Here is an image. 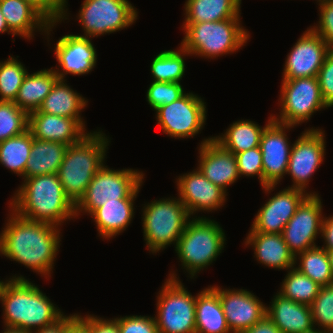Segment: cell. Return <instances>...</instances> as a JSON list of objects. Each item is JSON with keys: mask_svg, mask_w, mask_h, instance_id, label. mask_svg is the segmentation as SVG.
<instances>
[{"mask_svg": "<svg viewBox=\"0 0 333 333\" xmlns=\"http://www.w3.org/2000/svg\"><path fill=\"white\" fill-rule=\"evenodd\" d=\"M196 333H231L218 293L211 287L196 295Z\"/></svg>", "mask_w": 333, "mask_h": 333, "instance_id": "obj_28", "label": "cell"}, {"mask_svg": "<svg viewBox=\"0 0 333 333\" xmlns=\"http://www.w3.org/2000/svg\"><path fill=\"white\" fill-rule=\"evenodd\" d=\"M317 1V5H321V4H323V3H327V2H330V1H332V0H316Z\"/></svg>", "mask_w": 333, "mask_h": 333, "instance_id": "obj_54", "label": "cell"}, {"mask_svg": "<svg viewBox=\"0 0 333 333\" xmlns=\"http://www.w3.org/2000/svg\"><path fill=\"white\" fill-rule=\"evenodd\" d=\"M268 306L266 315L282 333H315L311 308L277 293Z\"/></svg>", "mask_w": 333, "mask_h": 333, "instance_id": "obj_25", "label": "cell"}, {"mask_svg": "<svg viewBox=\"0 0 333 333\" xmlns=\"http://www.w3.org/2000/svg\"><path fill=\"white\" fill-rule=\"evenodd\" d=\"M319 6V21L309 28L333 49V0Z\"/></svg>", "mask_w": 333, "mask_h": 333, "instance_id": "obj_44", "label": "cell"}, {"mask_svg": "<svg viewBox=\"0 0 333 333\" xmlns=\"http://www.w3.org/2000/svg\"><path fill=\"white\" fill-rule=\"evenodd\" d=\"M68 145L42 141L33 137L30 157L26 163L25 178L39 175L57 174Z\"/></svg>", "mask_w": 333, "mask_h": 333, "instance_id": "obj_32", "label": "cell"}, {"mask_svg": "<svg viewBox=\"0 0 333 333\" xmlns=\"http://www.w3.org/2000/svg\"><path fill=\"white\" fill-rule=\"evenodd\" d=\"M330 51L327 43L308 27L287 54L282 79L317 77Z\"/></svg>", "mask_w": 333, "mask_h": 333, "instance_id": "obj_17", "label": "cell"}, {"mask_svg": "<svg viewBox=\"0 0 333 333\" xmlns=\"http://www.w3.org/2000/svg\"><path fill=\"white\" fill-rule=\"evenodd\" d=\"M33 136L29 130L0 142V165L25 178L26 163L30 157Z\"/></svg>", "mask_w": 333, "mask_h": 333, "instance_id": "obj_34", "label": "cell"}, {"mask_svg": "<svg viewBox=\"0 0 333 333\" xmlns=\"http://www.w3.org/2000/svg\"><path fill=\"white\" fill-rule=\"evenodd\" d=\"M9 211L0 232V256L49 279L61 245V227L22 218L10 208Z\"/></svg>", "mask_w": 333, "mask_h": 333, "instance_id": "obj_1", "label": "cell"}, {"mask_svg": "<svg viewBox=\"0 0 333 333\" xmlns=\"http://www.w3.org/2000/svg\"><path fill=\"white\" fill-rule=\"evenodd\" d=\"M294 267L321 287L333 284L329 256L321 246H315L297 254Z\"/></svg>", "mask_w": 333, "mask_h": 333, "instance_id": "obj_35", "label": "cell"}, {"mask_svg": "<svg viewBox=\"0 0 333 333\" xmlns=\"http://www.w3.org/2000/svg\"><path fill=\"white\" fill-rule=\"evenodd\" d=\"M278 103L280 112L272 115L273 120L296 127L310 121L317 111L329 108L322 97L318 77L282 79Z\"/></svg>", "mask_w": 333, "mask_h": 333, "instance_id": "obj_10", "label": "cell"}, {"mask_svg": "<svg viewBox=\"0 0 333 333\" xmlns=\"http://www.w3.org/2000/svg\"><path fill=\"white\" fill-rule=\"evenodd\" d=\"M315 333H333V332H320V331H316Z\"/></svg>", "mask_w": 333, "mask_h": 333, "instance_id": "obj_55", "label": "cell"}, {"mask_svg": "<svg viewBox=\"0 0 333 333\" xmlns=\"http://www.w3.org/2000/svg\"><path fill=\"white\" fill-rule=\"evenodd\" d=\"M324 245L322 247L328 251L333 250V215L323 218L321 237Z\"/></svg>", "mask_w": 333, "mask_h": 333, "instance_id": "obj_48", "label": "cell"}, {"mask_svg": "<svg viewBox=\"0 0 333 333\" xmlns=\"http://www.w3.org/2000/svg\"><path fill=\"white\" fill-rule=\"evenodd\" d=\"M205 104L201 96L187 92L178 100L155 110L157 124L168 137L193 138L204 129L207 119Z\"/></svg>", "mask_w": 333, "mask_h": 333, "instance_id": "obj_12", "label": "cell"}, {"mask_svg": "<svg viewBox=\"0 0 333 333\" xmlns=\"http://www.w3.org/2000/svg\"><path fill=\"white\" fill-rule=\"evenodd\" d=\"M241 333H282L273 321L265 315L260 321Z\"/></svg>", "mask_w": 333, "mask_h": 333, "instance_id": "obj_47", "label": "cell"}, {"mask_svg": "<svg viewBox=\"0 0 333 333\" xmlns=\"http://www.w3.org/2000/svg\"><path fill=\"white\" fill-rule=\"evenodd\" d=\"M66 82L67 80L58 79L37 111L50 115L76 118L86 127L81 112L88 106V99L76 90L74 91Z\"/></svg>", "mask_w": 333, "mask_h": 333, "instance_id": "obj_27", "label": "cell"}, {"mask_svg": "<svg viewBox=\"0 0 333 333\" xmlns=\"http://www.w3.org/2000/svg\"><path fill=\"white\" fill-rule=\"evenodd\" d=\"M323 206L319 195H308L287 222L282 237L289 250L296 256L316 245L322 230Z\"/></svg>", "mask_w": 333, "mask_h": 333, "instance_id": "obj_15", "label": "cell"}, {"mask_svg": "<svg viewBox=\"0 0 333 333\" xmlns=\"http://www.w3.org/2000/svg\"><path fill=\"white\" fill-rule=\"evenodd\" d=\"M57 80L52 67L31 74L28 72L14 103L27 114L37 111Z\"/></svg>", "mask_w": 333, "mask_h": 333, "instance_id": "obj_31", "label": "cell"}, {"mask_svg": "<svg viewBox=\"0 0 333 333\" xmlns=\"http://www.w3.org/2000/svg\"><path fill=\"white\" fill-rule=\"evenodd\" d=\"M324 133L322 128L309 127L292 144L286 173L291 176L293 182L291 188L302 190L308 195H319L307 189L312 176L325 160L326 136Z\"/></svg>", "mask_w": 333, "mask_h": 333, "instance_id": "obj_13", "label": "cell"}, {"mask_svg": "<svg viewBox=\"0 0 333 333\" xmlns=\"http://www.w3.org/2000/svg\"><path fill=\"white\" fill-rule=\"evenodd\" d=\"M220 225L208 217H192L188 221L174 249L188 278L195 279L224 250L226 234Z\"/></svg>", "mask_w": 333, "mask_h": 333, "instance_id": "obj_6", "label": "cell"}, {"mask_svg": "<svg viewBox=\"0 0 333 333\" xmlns=\"http://www.w3.org/2000/svg\"><path fill=\"white\" fill-rule=\"evenodd\" d=\"M28 130V114L13 101H0V142Z\"/></svg>", "mask_w": 333, "mask_h": 333, "instance_id": "obj_38", "label": "cell"}, {"mask_svg": "<svg viewBox=\"0 0 333 333\" xmlns=\"http://www.w3.org/2000/svg\"><path fill=\"white\" fill-rule=\"evenodd\" d=\"M112 319L117 323L120 333H158L153 316L126 315Z\"/></svg>", "mask_w": 333, "mask_h": 333, "instance_id": "obj_42", "label": "cell"}, {"mask_svg": "<svg viewBox=\"0 0 333 333\" xmlns=\"http://www.w3.org/2000/svg\"><path fill=\"white\" fill-rule=\"evenodd\" d=\"M78 321L89 333H120L117 323L112 318L105 319L89 313L82 316L78 313Z\"/></svg>", "mask_w": 333, "mask_h": 333, "instance_id": "obj_46", "label": "cell"}, {"mask_svg": "<svg viewBox=\"0 0 333 333\" xmlns=\"http://www.w3.org/2000/svg\"><path fill=\"white\" fill-rule=\"evenodd\" d=\"M68 332H69V315H64L59 321H57L53 325L35 330L32 333H68Z\"/></svg>", "mask_w": 333, "mask_h": 333, "instance_id": "obj_49", "label": "cell"}, {"mask_svg": "<svg viewBox=\"0 0 333 333\" xmlns=\"http://www.w3.org/2000/svg\"><path fill=\"white\" fill-rule=\"evenodd\" d=\"M327 253H328V256H329V260H330V264H331V268H332V273H333V250H328Z\"/></svg>", "mask_w": 333, "mask_h": 333, "instance_id": "obj_53", "label": "cell"}, {"mask_svg": "<svg viewBox=\"0 0 333 333\" xmlns=\"http://www.w3.org/2000/svg\"><path fill=\"white\" fill-rule=\"evenodd\" d=\"M320 288L321 286L311 278L292 267L287 270L278 293L284 298L310 306L318 295Z\"/></svg>", "mask_w": 333, "mask_h": 333, "instance_id": "obj_36", "label": "cell"}, {"mask_svg": "<svg viewBox=\"0 0 333 333\" xmlns=\"http://www.w3.org/2000/svg\"><path fill=\"white\" fill-rule=\"evenodd\" d=\"M18 57L10 55L7 60L0 61V101L14 102L28 73Z\"/></svg>", "mask_w": 333, "mask_h": 333, "instance_id": "obj_37", "label": "cell"}, {"mask_svg": "<svg viewBox=\"0 0 333 333\" xmlns=\"http://www.w3.org/2000/svg\"><path fill=\"white\" fill-rule=\"evenodd\" d=\"M136 199H118V202L105 203L89 216L94 220L99 237L113 239L124 232L134 218Z\"/></svg>", "mask_w": 333, "mask_h": 333, "instance_id": "obj_26", "label": "cell"}, {"mask_svg": "<svg viewBox=\"0 0 333 333\" xmlns=\"http://www.w3.org/2000/svg\"><path fill=\"white\" fill-rule=\"evenodd\" d=\"M8 33L9 35L12 34V37H15V35L9 30V27L6 24L5 17L3 16L0 8V33Z\"/></svg>", "mask_w": 333, "mask_h": 333, "instance_id": "obj_51", "label": "cell"}, {"mask_svg": "<svg viewBox=\"0 0 333 333\" xmlns=\"http://www.w3.org/2000/svg\"><path fill=\"white\" fill-rule=\"evenodd\" d=\"M242 0H186L183 23L216 22L241 18Z\"/></svg>", "mask_w": 333, "mask_h": 333, "instance_id": "obj_29", "label": "cell"}, {"mask_svg": "<svg viewBox=\"0 0 333 333\" xmlns=\"http://www.w3.org/2000/svg\"><path fill=\"white\" fill-rule=\"evenodd\" d=\"M198 148L197 168L209 181L228 193V186L240 178L235 154L224 149L211 136L202 139Z\"/></svg>", "mask_w": 333, "mask_h": 333, "instance_id": "obj_21", "label": "cell"}, {"mask_svg": "<svg viewBox=\"0 0 333 333\" xmlns=\"http://www.w3.org/2000/svg\"><path fill=\"white\" fill-rule=\"evenodd\" d=\"M274 194H271L272 196L255 214L251 225L254 231L282 234L297 207L308 196L304 191L291 188L290 185Z\"/></svg>", "mask_w": 333, "mask_h": 333, "instance_id": "obj_20", "label": "cell"}, {"mask_svg": "<svg viewBox=\"0 0 333 333\" xmlns=\"http://www.w3.org/2000/svg\"><path fill=\"white\" fill-rule=\"evenodd\" d=\"M244 244L254 250V258L258 263L280 270H289L295 266V256L289 250L282 234L261 233L250 229Z\"/></svg>", "mask_w": 333, "mask_h": 333, "instance_id": "obj_24", "label": "cell"}, {"mask_svg": "<svg viewBox=\"0 0 333 333\" xmlns=\"http://www.w3.org/2000/svg\"><path fill=\"white\" fill-rule=\"evenodd\" d=\"M185 93L181 83L152 81L146 92V100L155 111L163 105L178 100Z\"/></svg>", "mask_w": 333, "mask_h": 333, "instance_id": "obj_40", "label": "cell"}, {"mask_svg": "<svg viewBox=\"0 0 333 333\" xmlns=\"http://www.w3.org/2000/svg\"><path fill=\"white\" fill-rule=\"evenodd\" d=\"M310 308L316 331L333 332V284L320 288Z\"/></svg>", "mask_w": 333, "mask_h": 333, "instance_id": "obj_39", "label": "cell"}, {"mask_svg": "<svg viewBox=\"0 0 333 333\" xmlns=\"http://www.w3.org/2000/svg\"><path fill=\"white\" fill-rule=\"evenodd\" d=\"M138 9L129 0H83L78 23L83 35L95 38L131 27L138 19Z\"/></svg>", "mask_w": 333, "mask_h": 333, "instance_id": "obj_11", "label": "cell"}, {"mask_svg": "<svg viewBox=\"0 0 333 333\" xmlns=\"http://www.w3.org/2000/svg\"><path fill=\"white\" fill-rule=\"evenodd\" d=\"M68 333H89L88 330L78 321V312L69 314Z\"/></svg>", "mask_w": 333, "mask_h": 333, "instance_id": "obj_50", "label": "cell"}, {"mask_svg": "<svg viewBox=\"0 0 333 333\" xmlns=\"http://www.w3.org/2000/svg\"><path fill=\"white\" fill-rule=\"evenodd\" d=\"M157 294L158 333H196V296L185 288L175 271H170Z\"/></svg>", "mask_w": 333, "mask_h": 333, "instance_id": "obj_9", "label": "cell"}, {"mask_svg": "<svg viewBox=\"0 0 333 333\" xmlns=\"http://www.w3.org/2000/svg\"><path fill=\"white\" fill-rule=\"evenodd\" d=\"M237 159L238 173L240 177L257 176L260 185L263 187V165L262 152L260 147L235 154Z\"/></svg>", "mask_w": 333, "mask_h": 333, "instance_id": "obj_41", "label": "cell"}, {"mask_svg": "<svg viewBox=\"0 0 333 333\" xmlns=\"http://www.w3.org/2000/svg\"><path fill=\"white\" fill-rule=\"evenodd\" d=\"M53 48L58 66L52 69L58 79L67 80V74L91 73L97 64V51L91 38L68 33L60 37Z\"/></svg>", "mask_w": 333, "mask_h": 333, "instance_id": "obj_18", "label": "cell"}, {"mask_svg": "<svg viewBox=\"0 0 333 333\" xmlns=\"http://www.w3.org/2000/svg\"><path fill=\"white\" fill-rule=\"evenodd\" d=\"M102 130L91 131L80 142L69 145L58 178L66 196L76 205L95 174L106 164L111 139Z\"/></svg>", "mask_w": 333, "mask_h": 333, "instance_id": "obj_4", "label": "cell"}, {"mask_svg": "<svg viewBox=\"0 0 333 333\" xmlns=\"http://www.w3.org/2000/svg\"><path fill=\"white\" fill-rule=\"evenodd\" d=\"M219 295L231 333L249 329L266 315V304L247 289L211 286Z\"/></svg>", "mask_w": 333, "mask_h": 333, "instance_id": "obj_19", "label": "cell"}, {"mask_svg": "<svg viewBox=\"0 0 333 333\" xmlns=\"http://www.w3.org/2000/svg\"><path fill=\"white\" fill-rule=\"evenodd\" d=\"M272 114L262 127L250 119L234 121L221 135L212 136L224 149L237 154L258 147L265 127L273 120Z\"/></svg>", "mask_w": 333, "mask_h": 333, "instance_id": "obj_30", "label": "cell"}, {"mask_svg": "<svg viewBox=\"0 0 333 333\" xmlns=\"http://www.w3.org/2000/svg\"><path fill=\"white\" fill-rule=\"evenodd\" d=\"M8 204L22 218L58 227L76 218L75 205L66 196L57 174L24 178Z\"/></svg>", "mask_w": 333, "mask_h": 333, "instance_id": "obj_3", "label": "cell"}, {"mask_svg": "<svg viewBox=\"0 0 333 333\" xmlns=\"http://www.w3.org/2000/svg\"><path fill=\"white\" fill-rule=\"evenodd\" d=\"M175 183L178 198L183 202L191 217H205L197 216V214L202 211L212 213L220 210L227 200L228 194L209 181L197 167L193 171L177 176Z\"/></svg>", "mask_w": 333, "mask_h": 333, "instance_id": "obj_16", "label": "cell"}, {"mask_svg": "<svg viewBox=\"0 0 333 333\" xmlns=\"http://www.w3.org/2000/svg\"><path fill=\"white\" fill-rule=\"evenodd\" d=\"M1 333H32V332L25 331V330H22V329L4 327V329Z\"/></svg>", "mask_w": 333, "mask_h": 333, "instance_id": "obj_52", "label": "cell"}, {"mask_svg": "<svg viewBox=\"0 0 333 333\" xmlns=\"http://www.w3.org/2000/svg\"><path fill=\"white\" fill-rule=\"evenodd\" d=\"M0 8L9 30L26 40L34 38V33L41 32L50 42V35L62 21L49 22L36 8L25 0H0Z\"/></svg>", "mask_w": 333, "mask_h": 333, "instance_id": "obj_22", "label": "cell"}, {"mask_svg": "<svg viewBox=\"0 0 333 333\" xmlns=\"http://www.w3.org/2000/svg\"><path fill=\"white\" fill-rule=\"evenodd\" d=\"M36 8L50 23L69 18L68 0H25Z\"/></svg>", "mask_w": 333, "mask_h": 333, "instance_id": "obj_43", "label": "cell"}, {"mask_svg": "<svg viewBox=\"0 0 333 333\" xmlns=\"http://www.w3.org/2000/svg\"><path fill=\"white\" fill-rule=\"evenodd\" d=\"M157 54L150 65L152 81L181 83L185 76L186 56H192L181 46Z\"/></svg>", "mask_w": 333, "mask_h": 333, "instance_id": "obj_33", "label": "cell"}, {"mask_svg": "<svg viewBox=\"0 0 333 333\" xmlns=\"http://www.w3.org/2000/svg\"><path fill=\"white\" fill-rule=\"evenodd\" d=\"M294 127V125L282 124L272 120L262 133L259 145L263 165L262 189L268 195L277 189V184L287 173L292 147L287 132Z\"/></svg>", "mask_w": 333, "mask_h": 333, "instance_id": "obj_14", "label": "cell"}, {"mask_svg": "<svg viewBox=\"0 0 333 333\" xmlns=\"http://www.w3.org/2000/svg\"><path fill=\"white\" fill-rule=\"evenodd\" d=\"M145 173L138 169H112L106 164L95 174L85 194L75 205L76 218L90 215L105 203L118 199H136L143 185Z\"/></svg>", "mask_w": 333, "mask_h": 333, "instance_id": "obj_8", "label": "cell"}, {"mask_svg": "<svg viewBox=\"0 0 333 333\" xmlns=\"http://www.w3.org/2000/svg\"><path fill=\"white\" fill-rule=\"evenodd\" d=\"M141 218L146 248L154 255L172 243L176 247L179 237L192 217L178 197H164L147 204L145 202Z\"/></svg>", "mask_w": 333, "mask_h": 333, "instance_id": "obj_7", "label": "cell"}, {"mask_svg": "<svg viewBox=\"0 0 333 333\" xmlns=\"http://www.w3.org/2000/svg\"><path fill=\"white\" fill-rule=\"evenodd\" d=\"M0 303L3 327L33 332L53 325L65 313L38 285L22 275L0 279Z\"/></svg>", "mask_w": 333, "mask_h": 333, "instance_id": "obj_2", "label": "cell"}, {"mask_svg": "<svg viewBox=\"0 0 333 333\" xmlns=\"http://www.w3.org/2000/svg\"><path fill=\"white\" fill-rule=\"evenodd\" d=\"M317 77L324 101L333 107V49L327 54Z\"/></svg>", "mask_w": 333, "mask_h": 333, "instance_id": "obj_45", "label": "cell"}, {"mask_svg": "<svg viewBox=\"0 0 333 333\" xmlns=\"http://www.w3.org/2000/svg\"><path fill=\"white\" fill-rule=\"evenodd\" d=\"M28 130L38 140L60 142L68 146L80 142L90 133L76 118L41 111L28 114Z\"/></svg>", "mask_w": 333, "mask_h": 333, "instance_id": "obj_23", "label": "cell"}, {"mask_svg": "<svg viewBox=\"0 0 333 333\" xmlns=\"http://www.w3.org/2000/svg\"><path fill=\"white\" fill-rule=\"evenodd\" d=\"M181 26L184 37L179 45L195 57L214 60L237 52L250 40V33L242 26L241 18L183 23Z\"/></svg>", "mask_w": 333, "mask_h": 333, "instance_id": "obj_5", "label": "cell"}]
</instances>
